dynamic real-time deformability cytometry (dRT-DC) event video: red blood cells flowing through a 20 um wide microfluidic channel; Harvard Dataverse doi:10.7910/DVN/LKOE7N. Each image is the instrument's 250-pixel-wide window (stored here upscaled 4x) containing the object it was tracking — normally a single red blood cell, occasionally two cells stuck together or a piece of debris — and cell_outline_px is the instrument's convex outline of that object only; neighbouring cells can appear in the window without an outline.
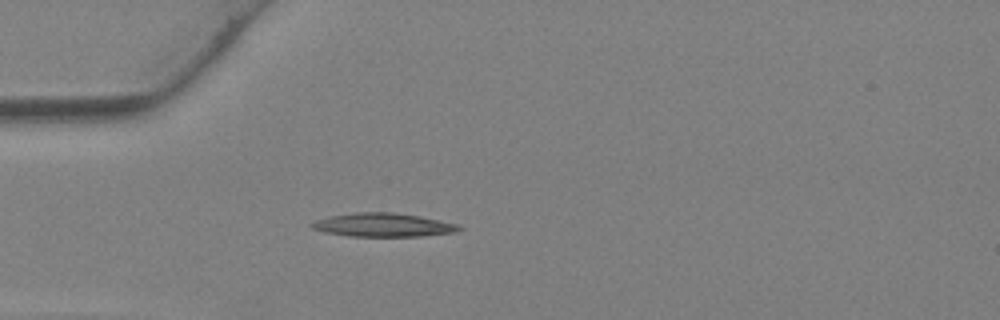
{"species": "Egyptian fruit bat (a non-hibernating species)", "species_latin": "Rousettus aegyptiacus", "temperature_condition": "warm", "stored_images_in_passage": 4, "camera_frame_rate_fps": 3000, "um_per_image_px": 0.085, "animal": {"sex": "female"}, "frame": {"image": 1, "passage_image": 1, "time_ms": 0.0, "image_size_px": [1000, 320], "cell_outline_px": [[464, 228], [456, 232], [420, 236], [348, 236], [324, 232], [312, 228], [308, 224], [316, 220], [332, 216], [352, 212], [392, 212], [420, 216], [456, 224]], "centroid_in_image_um": [32.54, 19.12], "position_along_channel_um": 52.5, "area_um2": 20.17}}